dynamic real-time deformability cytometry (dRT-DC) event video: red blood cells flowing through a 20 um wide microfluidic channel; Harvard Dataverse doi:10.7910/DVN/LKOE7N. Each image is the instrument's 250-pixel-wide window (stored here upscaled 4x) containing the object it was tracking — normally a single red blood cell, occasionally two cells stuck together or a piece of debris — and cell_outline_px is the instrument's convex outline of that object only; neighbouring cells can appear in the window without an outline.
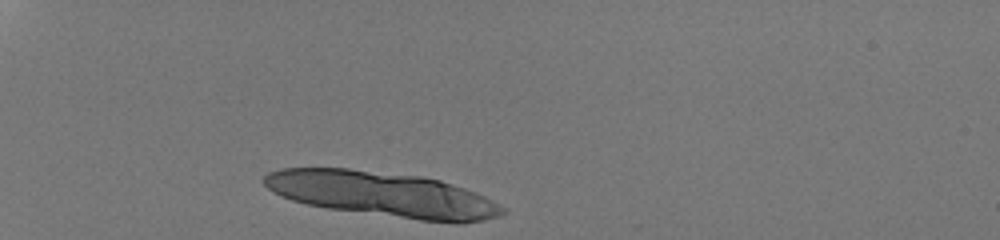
{"species": "human", "species_latin": "Homo sapiens", "temperature_condition": "room temperature", "stored_images_in_passage": 6, "camera_frame_rate_fps": 3000, "um_per_image_px": 0.085, "donor": {"sex": "male"}, "frame": {"image": 1, "passage_image": 1, "time_ms": 0.0, "image_size_px": [1000, 240], "cell_outline_px": [[504, 212], [496, 216], [480, 220], [420, 220], [328, 208], [308, 204], [292, 200], [268, 188], [264, 184], [264, 176], [268, 172], [284, 168], [348, 168], [420, 176], [440, 180], [464, 188], [484, 196], [504, 208]], "centroid_in_image_um": [32.42, 16.47], "position_along_channel_um": 52.6, "area_um2": 60.92}}